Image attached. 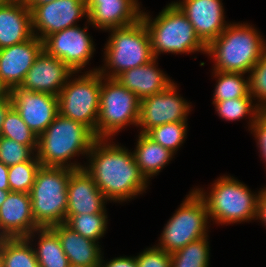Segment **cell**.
<instances>
[{"mask_svg":"<svg viewBox=\"0 0 266 267\" xmlns=\"http://www.w3.org/2000/svg\"><path fill=\"white\" fill-rule=\"evenodd\" d=\"M129 151L110 138H97L87 155L89 164L83 168L110 202H127L148 187L149 182Z\"/></svg>","mask_w":266,"mask_h":267,"instance_id":"1","label":"cell"},{"mask_svg":"<svg viewBox=\"0 0 266 267\" xmlns=\"http://www.w3.org/2000/svg\"><path fill=\"white\" fill-rule=\"evenodd\" d=\"M96 139L84 124L58 114L38 137L36 156L42 166L82 169L83 165L71 159L87 156Z\"/></svg>","mask_w":266,"mask_h":267,"instance_id":"2","label":"cell"},{"mask_svg":"<svg viewBox=\"0 0 266 267\" xmlns=\"http://www.w3.org/2000/svg\"><path fill=\"white\" fill-rule=\"evenodd\" d=\"M266 51V42L248 23H231L206 46V54L214 60L213 70L246 74Z\"/></svg>","mask_w":266,"mask_h":267,"instance_id":"3","label":"cell"},{"mask_svg":"<svg viewBox=\"0 0 266 267\" xmlns=\"http://www.w3.org/2000/svg\"><path fill=\"white\" fill-rule=\"evenodd\" d=\"M212 188H194L206 204L209 219L217 224L257 220L260 191L256 194L233 176H220ZM214 219V220H213Z\"/></svg>","mask_w":266,"mask_h":267,"instance_id":"4","label":"cell"},{"mask_svg":"<svg viewBox=\"0 0 266 267\" xmlns=\"http://www.w3.org/2000/svg\"><path fill=\"white\" fill-rule=\"evenodd\" d=\"M141 19L148 29L155 58L158 59L161 53L193 54L198 51L206 54V45L174 2L166 5L154 19L142 10Z\"/></svg>","mask_w":266,"mask_h":267,"instance_id":"5","label":"cell"},{"mask_svg":"<svg viewBox=\"0 0 266 267\" xmlns=\"http://www.w3.org/2000/svg\"><path fill=\"white\" fill-rule=\"evenodd\" d=\"M107 31L111 33L104 48L105 63L98 70L102 76L116 78L123 71L155 58L148 29L142 19L130 26Z\"/></svg>","mask_w":266,"mask_h":267,"instance_id":"6","label":"cell"},{"mask_svg":"<svg viewBox=\"0 0 266 267\" xmlns=\"http://www.w3.org/2000/svg\"><path fill=\"white\" fill-rule=\"evenodd\" d=\"M73 169L40 166L30 190L31 209L40 228L65 223L67 186Z\"/></svg>","mask_w":266,"mask_h":267,"instance_id":"7","label":"cell"},{"mask_svg":"<svg viewBox=\"0 0 266 267\" xmlns=\"http://www.w3.org/2000/svg\"><path fill=\"white\" fill-rule=\"evenodd\" d=\"M98 70L86 71L78 78L72 74L57 96L59 114L84 124L96 138L101 91V74Z\"/></svg>","mask_w":266,"mask_h":267,"instance_id":"8","label":"cell"},{"mask_svg":"<svg viewBox=\"0 0 266 267\" xmlns=\"http://www.w3.org/2000/svg\"><path fill=\"white\" fill-rule=\"evenodd\" d=\"M140 100L115 78L101 75L97 138H111L125 126H138ZM112 136V137H111Z\"/></svg>","mask_w":266,"mask_h":267,"instance_id":"9","label":"cell"},{"mask_svg":"<svg viewBox=\"0 0 266 267\" xmlns=\"http://www.w3.org/2000/svg\"><path fill=\"white\" fill-rule=\"evenodd\" d=\"M208 218L205 202L192 189L165 224L157 247L171 254L188 243L208 236Z\"/></svg>","mask_w":266,"mask_h":267,"instance_id":"10","label":"cell"},{"mask_svg":"<svg viewBox=\"0 0 266 267\" xmlns=\"http://www.w3.org/2000/svg\"><path fill=\"white\" fill-rule=\"evenodd\" d=\"M177 90L176 83H172L166 90L140 101L139 133L146 134L166 123L188 121L191 105Z\"/></svg>","mask_w":266,"mask_h":267,"instance_id":"11","label":"cell"},{"mask_svg":"<svg viewBox=\"0 0 266 267\" xmlns=\"http://www.w3.org/2000/svg\"><path fill=\"white\" fill-rule=\"evenodd\" d=\"M78 25L63 29L49 35L43 41V49L52 56L61 60L72 71L81 72L94 55L95 45L93 38Z\"/></svg>","mask_w":266,"mask_h":267,"instance_id":"12","label":"cell"},{"mask_svg":"<svg viewBox=\"0 0 266 267\" xmlns=\"http://www.w3.org/2000/svg\"><path fill=\"white\" fill-rule=\"evenodd\" d=\"M82 17L88 18L86 0H54L37 5L31 10L33 35L44 41L49 35L76 26Z\"/></svg>","mask_w":266,"mask_h":267,"instance_id":"13","label":"cell"},{"mask_svg":"<svg viewBox=\"0 0 266 267\" xmlns=\"http://www.w3.org/2000/svg\"><path fill=\"white\" fill-rule=\"evenodd\" d=\"M10 98L12 107L38 137L59 114L58 97L55 95L14 87Z\"/></svg>","mask_w":266,"mask_h":267,"instance_id":"14","label":"cell"},{"mask_svg":"<svg viewBox=\"0 0 266 267\" xmlns=\"http://www.w3.org/2000/svg\"><path fill=\"white\" fill-rule=\"evenodd\" d=\"M174 3L188 18L196 35L206 46L228 26L222 0H180Z\"/></svg>","mask_w":266,"mask_h":267,"instance_id":"15","label":"cell"},{"mask_svg":"<svg viewBox=\"0 0 266 267\" xmlns=\"http://www.w3.org/2000/svg\"><path fill=\"white\" fill-rule=\"evenodd\" d=\"M77 72L44 49L28 70L21 88L29 91L58 96L69 77Z\"/></svg>","mask_w":266,"mask_h":267,"instance_id":"16","label":"cell"},{"mask_svg":"<svg viewBox=\"0 0 266 267\" xmlns=\"http://www.w3.org/2000/svg\"><path fill=\"white\" fill-rule=\"evenodd\" d=\"M86 5V24L102 31L130 26L141 19L138 0H86Z\"/></svg>","mask_w":266,"mask_h":267,"instance_id":"17","label":"cell"},{"mask_svg":"<svg viewBox=\"0 0 266 267\" xmlns=\"http://www.w3.org/2000/svg\"><path fill=\"white\" fill-rule=\"evenodd\" d=\"M42 50L43 41L37 36L0 49V77L10 90L21 86L28 70Z\"/></svg>","mask_w":266,"mask_h":267,"instance_id":"18","label":"cell"},{"mask_svg":"<svg viewBox=\"0 0 266 267\" xmlns=\"http://www.w3.org/2000/svg\"><path fill=\"white\" fill-rule=\"evenodd\" d=\"M38 228L32 215L30 194L9 191L0 207V238H26Z\"/></svg>","mask_w":266,"mask_h":267,"instance_id":"19","label":"cell"},{"mask_svg":"<svg viewBox=\"0 0 266 267\" xmlns=\"http://www.w3.org/2000/svg\"><path fill=\"white\" fill-rule=\"evenodd\" d=\"M107 201L84 168L71 173L67 186L66 215L107 213Z\"/></svg>","mask_w":266,"mask_h":267,"instance_id":"20","label":"cell"},{"mask_svg":"<svg viewBox=\"0 0 266 267\" xmlns=\"http://www.w3.org/2000/svg\"><path fill=\"white\" fill-rule=\"evenodd\" d=\"M156 64L157 58H154L144 65L123 71L115 79L141 101L166 90L174 83Z\"/></svg>","mask_w":266,"mask_h":267,"instance_id":"21","label":"cell"},{"mask_svg":"<svg viewBox=\"0 0 266 267\" xmlns=\"http://www.w3.org/2000/svg\"><path fill=\"white\" fill-rule=\"evenodd\" d=\"M31 11L26 3L9 2L0 6V49L32 38Z\"/></svg>","mask_w":266,"mask_h":267,"instance_id":"22","label":"cell"},{"mask_svg":"<svg viewBox=\"0 0 266 267\" xmlns=\"http://www.w3.org/2000/svg\"><path fill=\"white\" fill-rule=\"evenodd\" d=\"M60 240L69 263L89 267H100L102 250L99 242L84 238L65 223L50 227Z\"/></svg>","mask_w":266,"mask_h":267,"instance_id":"23","label":"cell"},{"mask_svg":"<svg viewBox=\"0 0 266 267\" xmlns=\"http://www.w3.org/2000/svg\"><path fill=\"white\" fill-rule=\"evenodd\" d=\"M133 155L141 174L149 182V178L159 174L173 159L174 153L154 142L144 133H139Z\"/></svg>","mask_w":266,"mask_h":267,"instance_id":"24","label":"cell"},{"mask_svg":"<svg viewBox=\"0 0 266 267\" xmlns=\"http://www.w3.org/2000/svg\"><path fill=\"white\" fill-rule=\"evenodd\" d=\"M38 235L37 248H34L40 267H68L69 260L61 246L58 235L50 228H38L26 238L32 243Z\"/></svg>","mask_w":266,"mask_h":267,"instance_id":"25","label":"cell"},{"mask_svg":"<svg viewBox=\"0 0 266 267\" xmlns=\"http://www.w3.org/2000/svg\"><path fill=\"white\" fill-rule=\"evenodd\" d=\"M0 262L3 267H40L27 238H0Z\"/></svg>","mask_w":266,"mask_h":267,"instance_id":"26","label":"cell"},{"mask_svg":"<svg viewBox=\"0 0 266 267\" xmlns=\"http://www.w3.org/2000/svg\"><path fill=\"white\" fill-rule=\"evenodd\" d=\"M217 78L213 101L231 100L239 97H252L249 92V76L243 73L213 70Z\"/></svg>","mask_w":266,"mask_h":267,"instance_id":"27","label":"cell"},{"mask_svg":"<svg viewBox=\"0 0 266 267\" xmlns=\"http://www.w3.org/2000/svg\"><path fill=\"white\" fill-rule=\"evenodd\" d=\"M252 97H239L231 100L213 101L218 116L223 120L237 121L244 119L247 115L250 117L249 129L251 130L258 115L263 111L257 104L253 103Z\"/></svg>","mask_w":266,"mask_h":267,"instance_id":"28","label":"cell"},{"mask_svg":"<svg viewBox=\"0 0 266 267\" xmlns=\"http://www.w3.org/2000/svg\"><path fill=\"white\" fill-rule=\"evenodd\" d=\"M208 237L188 243L170 254L171 267H209L210 247Z\"/></svg>","mask_w":266,"mask_h":267,"instance_id":"29","label":"cell"},{"mask_svg":"<svg viewBox=\"0 0 266 267\" xmlns=\"http://www.w3.org/2000/svg\"><path fill=\"white\" fill-rule=\"evenodd\" d=\"M107 213L66 215L65 224L84 238L98 242L107 229Z\"/></svg>","mask_w":266,"mask_h":267,"instance_id":"30","label":"cell"},{"mask_svg":"<svg viewBox=\"0 0 266 267\" xmlns=\"http://www.w3.org/2000/svg\"><path fill=\"white\" fill-rule=\"evenodd\" d=\"M187 122H171L150 129L146 135L176 154L187 136Z\"/></svg>","mask_w":266,"mask_h":267,"instance_id":"31","label":"cell"},{"mask_svg":"<svg viewBox=\"0 0 266 267\" xmlns=\"http://www.w3.org/2000/svg\"><path fill=\"white\" fill-rule=\"evenodd\" d=\"M0 136L13 139L23 145L38 146V136L24 123L13 107L5 114Z\"/></svg>","mask_w":266,"mask_h":267,"instance_id":"32","label":"cell"},{"mask_svg":"<svg viewBox=\"0 0 266 267\" xmlns=\"http://www.w3.org/2000/svg\"><path fill=\"white\" fill-rule=\"evenodd\" d=\"M40 166L41 163L36 155L30 161L9 166L8 182L10 191L30 193Z\"/></svg>","mask_w":266,"mask_h":267,"instance_id":"33","label":"cell"},{"mask_svg":"<svg viewBox=\"0 0 266 267\" xmlns=\"http://www.w3.org/2000/svg\"><path fill=\"white\" fill-rule=\"evenodd\" d=\"M37 147L23 145L13 139L0 136V161L8 167L30 161L36 155Z\"/></svg>","mask_w":266,"mask_h":267,"instance_id":"34","label":"cell"},{"mask_svg":"<svg viewBox=\"0 0 266 267\" xmlns=\"http://www.w3.org/2000/svg\"><path fill=\"white\" fill-rule=\"evenodd\" d=\"M249 92L257 105L266 111V51L249 72Z\"/></svg>","mask_w":266,"mask_h":267,"instance_id":"35","label":"cell"},{"mask_svg":"<svg viewBox=\"0 0 266 267\" xmlns=\"http://www.w3.org/2000/svg\"><path fill=\"white\" fill-rule=\"evenodd\" d=\"M135 257L138 267H171L170 253L156 245L144 249Z\"/></svg>","mask_w":266,"mask_h":267,"instance_id":"36","label":"cell"},{"mask_svg":"<svg viewBox=\"0 0 266 267\" xmlns=\"http://www.w3.org/2000/svg\"><path fill=\"white\" fill-rule=\"evenodd\" d=\"M251 133L255 137L257 142V147L259 148V153H261V158H263L264 163H266V111H262L255 123L251 128Z\"/></svg>","mask_w":266,"mask_h":267,"instance_id":"37","label":"cell"},{"mask_svg":"<svg viewBox=\"0 0 266 267\" xmlns=\"http://www.w3.org/2000/svg\"><path fill=\"white\" fill-rule=\"evenodd\" d=\"M103 255L100 262V267H138L136 257H116L114 259H111L110 261H107L105 263V260L103 259Z\"/></svg>","mask_w":266,"mask_h":267,"instance_id":"38","label":"cell"},{"mask_svg":"<svg viewBox=\"0 0 266 267\" xmlns=\"http://www.w3.org/2000/svg\"><path fill=\"white\" fill-rule=\"evenodd\" d=\"M263 226H266V187L260 190L258 217Z\"/></svg>","mask_w":266,"mask_h":267,"instance_id":"39","label":"cell"},{"mask_svg":"<svg viewBox=\"0 0 266 267\" xmlns=\"http://www.w3.org/2000/svg\"><path fill=\"white\" fill-rule=\"evenodd\" d=\"M0 189L10 191L8 182V166L0 161Z\"/></svg>","mask_w":266,"mask_h":267,"instance_id":"40","label":"cell"},{"mask_svg":"<svg viewBox=\"0 0 266 267\" xmlns=\"http://www.w3.org/2000/svg\"><path fill=\"white\" fill-rule=\"evenodd\" d=\"M11 107H12L11 100H5V101L0 102V133H1V128H2L5 114Z\"/></svg>","mask_w":266,"mask_h":267,"instance_id":"41","label":"cell"},{"mask_svg":"<svg viewBox=\"0 0 266 267\" xmlns=\"http://www.w3.org/2000/svg\"><path fill=\"white\" fill-rule=\"evenodd\" d=\"M10 96L11 90L0 77V102L5 100H11Z\"/></svg>","mask_w":266,"mask_h":267,"instance_id":"42","label":"cell"},{"mask_svg":"<svg viewBox=\"0 0 266 267\" xmlns=\"http://www.w3.org/2000/svg\"><path fill=\"white\" fill-rule=\"evenodd\" d=\"M54 0H29L27 3V7L30 9V11L37 5H44L49 2H52Z\"/></svg>","mask_w":266,"mask_h":267,"instance_id":"43","label":"cell"},{"mask_svg":"<svg viewBox=\"0 0 266 267\" xmlns=\"http://www.w3.org/2000/svg\"><path fill=\"white\" fill-rule=\"evenodd\" d=\"M8 192L9 191L0 189V207H1L2 203L5 201V199L7 198Z\"/></svg>","mask_w":266,"mask_h":267,"instance_id":"44","label":"cell"},{"mask_svg":"<svg viewBox=\"0 0 266 267\" xmlns=\"http://www.w3.org/2000/svg\"><path fill=\"white\" fill-rule=\"evenodd\" d=\"M68 267H89V266H84V265H78V264L69 263V266Z\"/></svg>","mask_w":266,"mask_h":267,"instance_id":"45","label":"cell"},{"mask_svg":"<svg viewBox=\"0 0 266 267\" xmlns=\"http://www.w3.org/2000/svg\"><path fill=\"white\" fill-rule=\"evenodd\" d=\"M10 2V0H0V6L6 5Z\"/></svg>","mask_w":266,"mask_h":267,"instance_id":"46","label":"cell"},{"mask_svg":"<svg viewBox=\"0 0 266 267\" xmlns=\"http://www.w3.org/2000/svg\"><path fill=\"white\" fill-rule=\"evenodd\" d=\"M11 2H21V3H28L29 0H10Z\"/></svg>","mask_w":266,"mask_h":267,"instance_id":"47","label":"cell"}]
</instances>
